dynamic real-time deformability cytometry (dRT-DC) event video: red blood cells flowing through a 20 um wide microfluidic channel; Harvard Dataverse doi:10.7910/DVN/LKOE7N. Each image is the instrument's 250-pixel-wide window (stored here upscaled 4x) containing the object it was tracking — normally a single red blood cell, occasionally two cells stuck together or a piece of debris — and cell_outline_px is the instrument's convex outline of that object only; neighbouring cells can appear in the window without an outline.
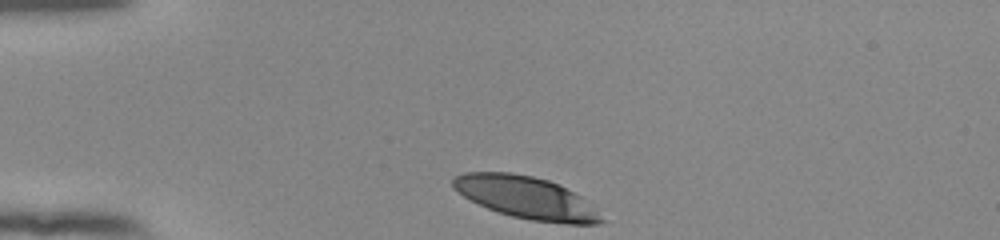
{"species": "human", "species_latin": "Homo sapiens", "temperature_condition": "room temperature", "stored_images_in_passage": 33, "camera_frame_rate_fps": 3000, "um_per_image_px": 0.085, "donor": {"sex": "female"}, "frame": {"image": 1, "passage_image": 1, "time_ms": 0.0, "image_size_px": [1000, 240], "cell_outline_px": [[608, 220], [596, 224], [564, 224], [532, 220], [512, 216], [496, 212], [464, 196], [452, 188], [452, 176], [464, 172], [512, 172], [532, 176], [548, 180], [560, 184], [580, 196]], "centroid_in_image_um": [44.73, 16.79], "position_along_channel_um": 40.3, "area_um2": 36.65}}
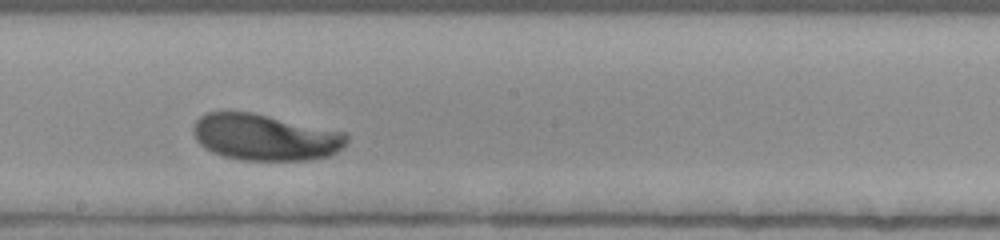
{"frame": {"image": 2, "passage_image": 19, "time_ms": 6.0, "image_size_px": [1000, 240], "cell_outline_px": [[348, 144], [344, 148], [332, 156], [308, 160], [240, 160], [224, 156], [212, 152], [204, 148], [196, 140], [192, 132], [192, 124], [200, 116], [208, 112], [252, 112], [344, 132], [348, 136]], "centroid_in_image_um": [22.54, 11.68], "position_along_channel_um": 225.7, "area_um2": 41.85}}
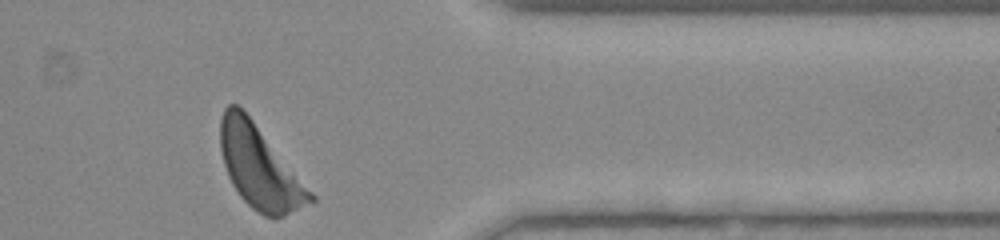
{"frame": {"image": 3, "passage_image": 33, "time_ms": 10.667, "image_size_px": [1000, 240], "cell_outline_px": [[316, 200], [284, 216], [272, 220], [256, 212], [240, 196], [232, 184], [228, 176], [224, 164], [220, 148], [220, 120], [224, 108], [228, 104], [236, 104], [252, 120], [316, 196]], "centroid_in_image_um": [22.06, 14.26], "position_along_channel_um": 389.3, "area_um2": 42.77}, "authors_computed_cell_mechanics": {"area_um2": 41.1536, "velocity_mm_per_s": 3.7961, "shape_relaxation_time_tau1_ms": 3.3124, "shape_relaxation_time_tau2_ms": null, "deformation_change_tau1": 0.1402, "deformation_change_tau2": null}}